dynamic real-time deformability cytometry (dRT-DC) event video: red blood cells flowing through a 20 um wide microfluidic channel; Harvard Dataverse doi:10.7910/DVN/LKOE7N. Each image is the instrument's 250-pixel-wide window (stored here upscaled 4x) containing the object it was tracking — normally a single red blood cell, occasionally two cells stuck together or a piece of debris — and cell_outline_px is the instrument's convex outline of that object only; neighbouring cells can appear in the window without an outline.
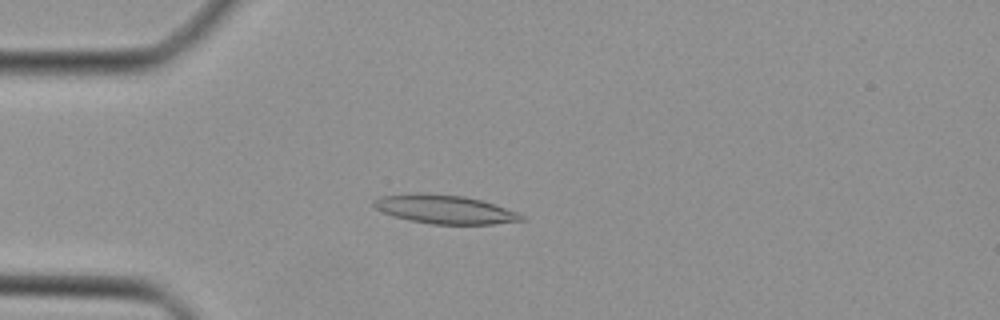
{"species": "Egyptian fruit bat (a non-hibernating species)", "species_latin": "Rousettus aegyptiacus", "temperature_condition": "cold", "stored_images_in_passage": 41, "camera_frame_rate_fps": 3000, "um_per_image_px": 0.085, "animal": {"sex": "female"}, "frame": {"image": 1, "passage_image": 8, "time_ms": 2.333, "image_size_px": [1000, 320], "cell_outline_px": [[528, 220], [492, 224], [432, 224], [408, 220], [384, 212], [376, 208], [372, 204], [372, 200], [380, 196], [412, 192], [420, 192], [464, 196], [480, 200], [516, 212], [524, 216]], "centroid_in_image_um": [37.76, 17.78], "position_along_channel_um": 47.2, "area_um2": 24.68}}
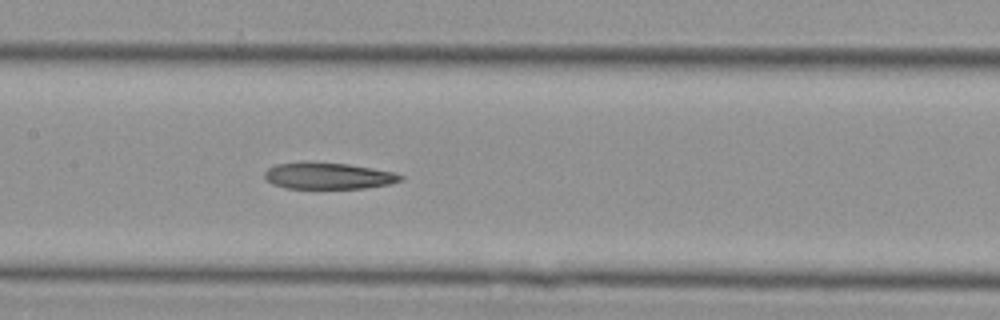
{"frame": {"image": 2, "passage_image": 18, "time_ms": 5.667, "image_size_px": [1000, 320], "cell_outline_px": [[404, 180], [388, 184], [364, 188], [284, 188], [272, 184], [264, 176], [264, 172], [268, 168], [276, 164], [348, 164], [396, 172], [404, 176]], "centroid_in_image_um": [27.97, 14.98], "position_along_channel_um": 179.4, "area_um2": 20.35}}
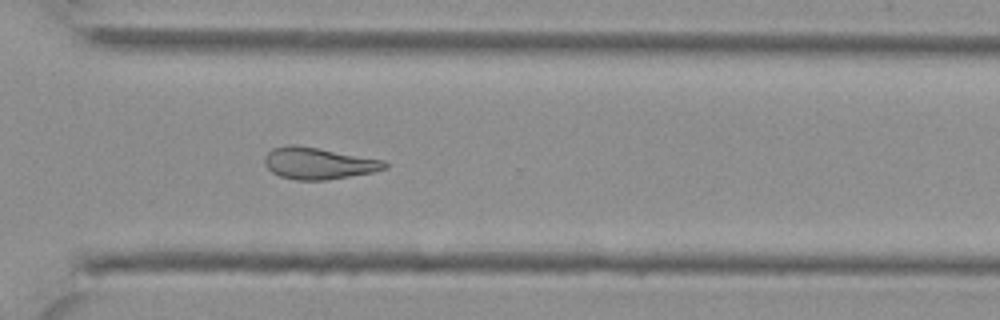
{"frame": {"image": 3, "passage_image": 29, "time_ms": 9.333, "image_size_px": [1000, 320], "cell_outline_px": [[388, 168], [376, 172], [324, 180], [296, 180], [280, 176], [272, 172], [264, 164], [264, 156], [272, 148], [288, 144], [292, 144], [316, 148], [384, 160], [388, 164]], "centroid_in_image_um": [27.06, 13.89], "position_along_channel_um": 343.5, "area_um2": 22.14}}